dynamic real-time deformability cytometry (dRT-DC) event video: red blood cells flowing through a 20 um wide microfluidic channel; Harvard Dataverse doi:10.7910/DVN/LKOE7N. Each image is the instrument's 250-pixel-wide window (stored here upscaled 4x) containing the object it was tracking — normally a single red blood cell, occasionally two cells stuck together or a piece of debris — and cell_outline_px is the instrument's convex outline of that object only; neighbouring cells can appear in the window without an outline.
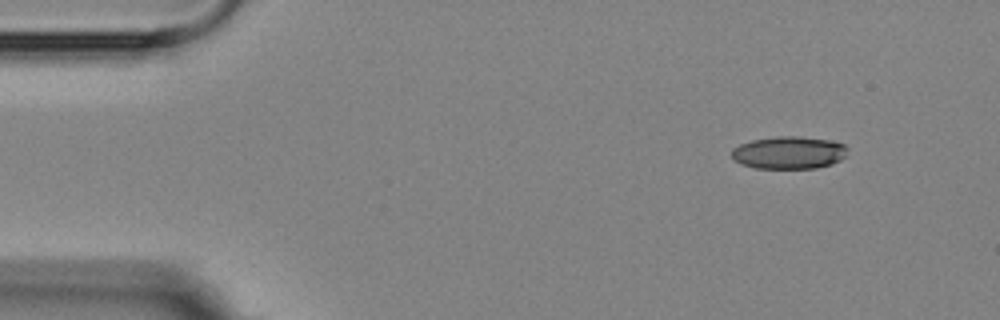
{"species": "Egyptian fruit bat (a non-hibernating species)", "species_latin": "Rousettus aegyptiacus", "temperature_condition": "room temperature", "stored_images_in_passage": 4, "camera_frame_rate_fps": 3000, "um_per_image_px": 0.085, "animal": {"sex": "female"}, "frame": {"image": 1, "passage_image": 1, "time_ms": 0.0, "image_size_px": [1000, 320], "cell_outline_px": [[848, 148], [844, 156], [840, 160], [832, 164], [816, 168], [756, 168], [740, 164], [732, 156], [732, 148], [740, 144], [752, 140], [776, 136], [800, 136], [832, 140], [844, 144]], "centroid_in_image_um": [67.07, 12.96], "position_along_channel_um": 17.9, "area_um2": 22.08}}
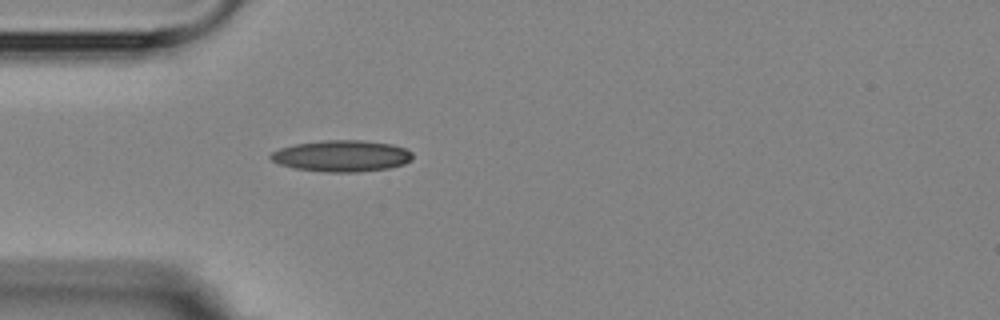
{"frame": {"image": 2, "passage_image": 4, "time_ms": 3.333, "image_size_px": [1000, 320], "cell_outline_px": [[412, 160], [404, 164], [388, 168], [356, 172], [328, 172], [296, 168], [280, 164], [272, 160], [268, 156], [272, 152], [280, 148], [292, 144], [324, 140], [364, 140], [392, 144], [404, 148], [412, 152]], "centroid_in_image_um": [29.05, 13.24], "position_along_channel_um": 56.0, "area_um2": 25.95}}